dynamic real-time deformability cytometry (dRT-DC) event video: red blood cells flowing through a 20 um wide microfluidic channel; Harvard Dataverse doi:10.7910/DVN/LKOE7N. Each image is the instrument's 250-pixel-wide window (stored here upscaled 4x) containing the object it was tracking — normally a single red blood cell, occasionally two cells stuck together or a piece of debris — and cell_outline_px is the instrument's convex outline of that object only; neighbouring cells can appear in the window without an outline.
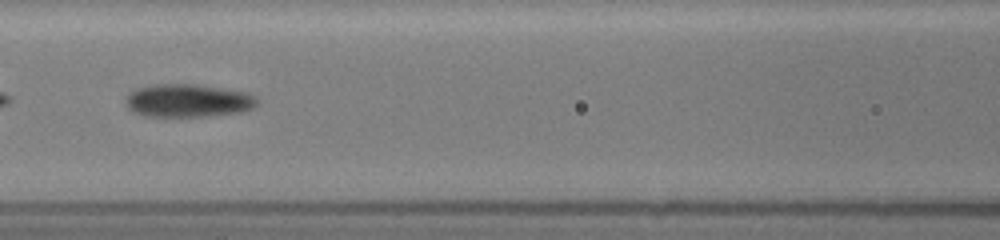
{"species": "common noctule bat (a hibernating species)", "species_latin": "Nyctalus noctula", "temperature_condition": "room temperature", "stored_images_in_passage": 14, "camera_frame_rate_fps": 3000, "um_per_image_px": 0.085, "animal": {"sex": "female", "body_mass_g": 19.5, "forearm_length_mm": 54.1}, "frame": {"image": 1, "passage_image": 12, "time_ms": 2.333, "image_size_px": [1000, 240], "cell_outline_px": [[260, 100], [252, 108], [244, 112], [208, 116], [144, 116], [132, 112], [128, 108], [128, 96], [136, 88], [156, 84], [196, 84], [248, 92], [256, 96]], "centroid_in_image_um": [16.05, 8.55], "position_along_channel_um": 150.6, "area_um2": 25.37}}